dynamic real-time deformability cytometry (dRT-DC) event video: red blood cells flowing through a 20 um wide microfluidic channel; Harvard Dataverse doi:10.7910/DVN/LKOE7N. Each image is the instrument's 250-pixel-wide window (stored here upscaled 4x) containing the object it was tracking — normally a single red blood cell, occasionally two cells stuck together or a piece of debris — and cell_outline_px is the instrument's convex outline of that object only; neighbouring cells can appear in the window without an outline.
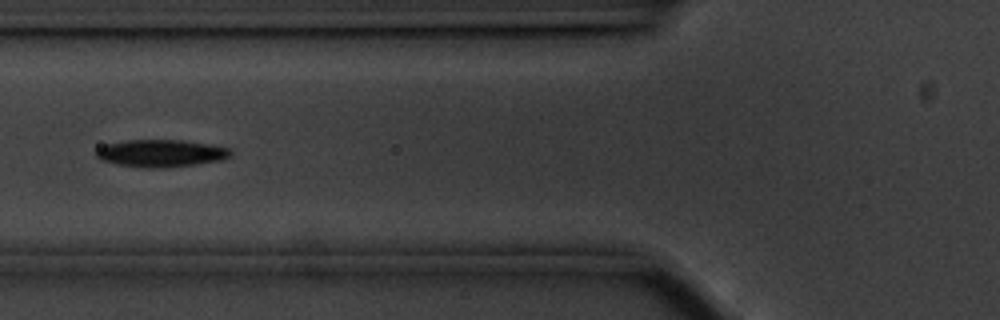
{"species": "common noctule bat (a hibernating species)", "species_latin": "Nyctalus noctula", "temperature_condition": "cold", "stored_images_in_passage": 21, "camera_frame_rate_fps": 3000, "um_per_image_px": 0.085, "animal": {"sex": "male", "body_mass_g": 20.1, "forearm_length_mm": 53.5}, "frame": {"image": 1, "passage_image": 12, "time_ms": 3.667, "image_size_px": [1000, 320], "cell_outline_px": [[232, 156], [224, 160], [196, 164], [164, 168], [144, 168], [116, 164], [100, 160], [92, 152], [104, 144], [124, 140], [184, 140], [212, 144], [228, 148], [232, 152]], "centroid_in_image_um": [13.66, 13.03], "position_along_channel_um": 112.1, "area_um2": 21.91}}
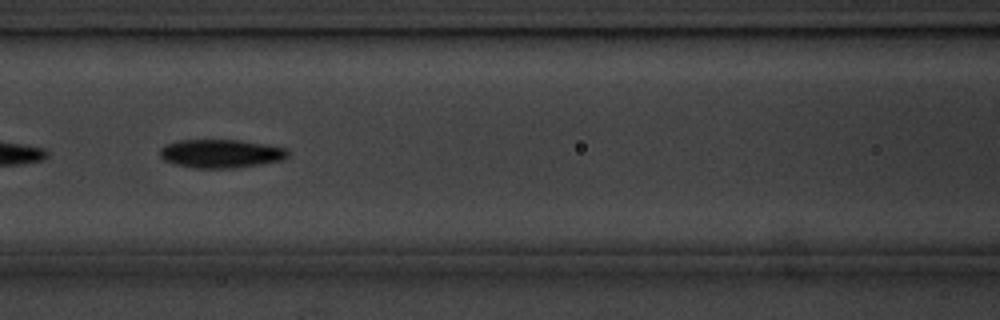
{"frame": {"image": 2, "passage_image": 15, "time_ms": 4.667, "image_size_px": [1000, 320], "cell_outline_px": [[288, 156], [284, 160], [236, 168], [192, 168], [176, 164], [164, 160], [160, 156], [160, 148], [164, 144], [176, 140], [244, 140], [288, 148]], "centroid_in_image_um": [18.78, 13.05], "position_along_channel_um": 147.8, "area_um2": 21.56}}